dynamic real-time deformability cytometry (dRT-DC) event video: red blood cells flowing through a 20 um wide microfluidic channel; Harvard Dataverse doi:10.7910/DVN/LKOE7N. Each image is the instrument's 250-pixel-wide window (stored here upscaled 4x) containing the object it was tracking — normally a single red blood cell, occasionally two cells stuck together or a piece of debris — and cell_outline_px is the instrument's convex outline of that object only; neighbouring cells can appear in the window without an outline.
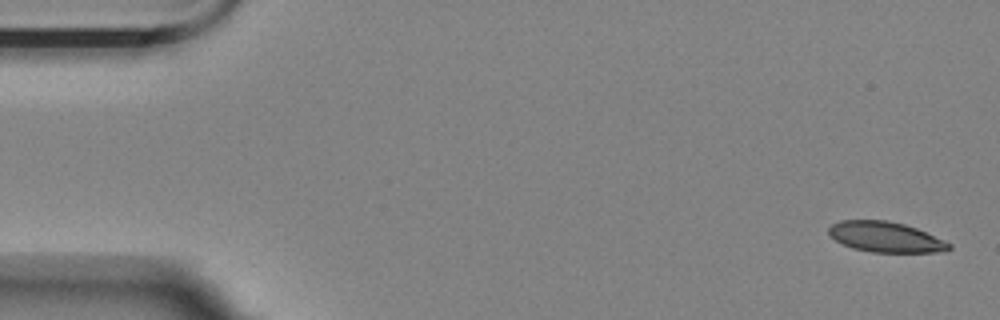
{"species": "Egyptian fruit bat (a non-hibernating species)", "species_latin": "Rousettus aegyptiacus", "temperature_condition": "room temperature", "stored_images_in_passage": 6, "segment_of_instrument_passage": [1, 2], "camera_frame_rate_fps": 3000, "um_per_image_px": 0.085, "animal": {"sex": "female"}, "frame": {"image": 1, "passage_image": 1, "time_ms": 0.0, "image_size_px": [1000, 320], "cell_outline_px": [[952, 248], [944, 252], [872, 252], [852, 248], [828, 236], [828, 228], [832, 224], [840, 220], [888, 220], [904, 224], [916, 228], [944, 240], [952, 244]], "centroid_in_image_um": [75.27, 20.14], "position_along_channel_um": 9.7, "area_um2": 21.39}}